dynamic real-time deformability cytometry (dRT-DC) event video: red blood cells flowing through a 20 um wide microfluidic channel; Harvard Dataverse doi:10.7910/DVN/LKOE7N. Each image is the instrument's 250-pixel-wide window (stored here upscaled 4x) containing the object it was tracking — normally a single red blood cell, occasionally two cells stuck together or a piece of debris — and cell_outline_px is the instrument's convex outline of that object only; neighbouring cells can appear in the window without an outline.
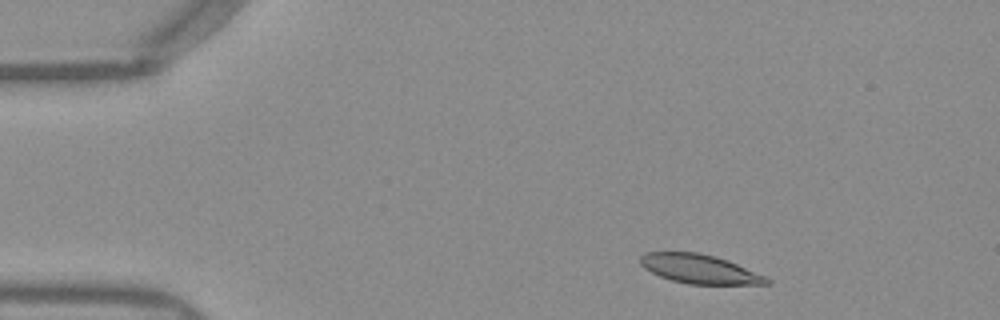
{"species": "Egyptian fruit bat (a non-hibernating species)", "species_latin": "Rousettus aegyptiacus", "temperature_condition": "warm", "stored_images_in_passage": 48, "camera_frame_rate_fps": 3000, "um_per_image_px": 0.085, "frame": {"image": 1, "passage_image": 4, "time_ms": 1.0, "image_size_px": [1000, 320], "cell_outline_px": [[772, 280], [768, 284], [688, 284], [672, 280], [660, 276], [644, 268], [640, 264], [640, 256], [644, 252], [696, 252], [716, 256], [728, 260], [764, 276]], "centroid_in_image_um": [59.43, 22.85], "position_along_channel_um": 25.6, "area_um2": 21.27}}
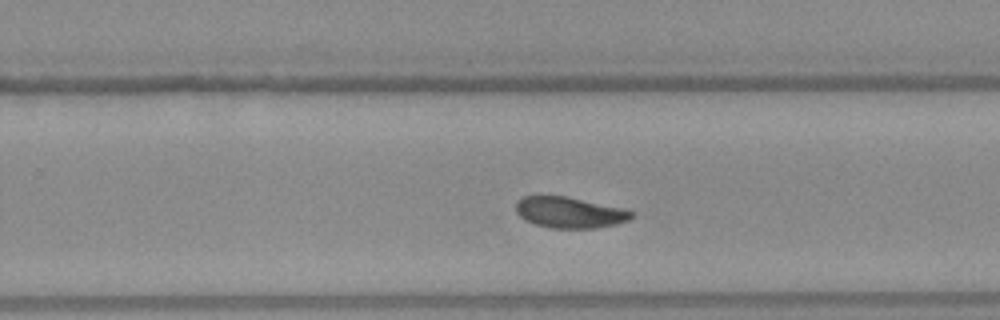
{"frame": {"image": 2, "passage_image": 29, "time_ms": 9.333, "image_size_px": [1000, 320], "cell_outline_px": [[636, 216], [628, 220], [616, 224], [596, 228], [548, 228], [524, 220], [516, 212], [516, 204], [524, 196], [540, 192], [564, 196], [620, 208], [632, 212]], "centroid_in_image_um": [48.34, 18.03], "position_along_channel_um": 281.5, "area_um2": 21.15}}
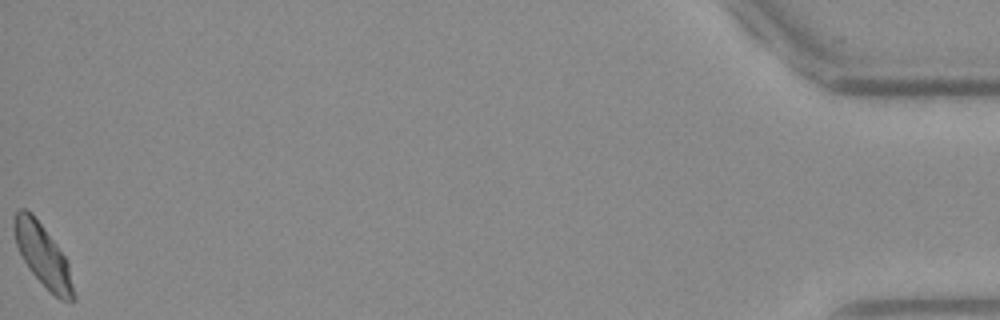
{"frame": {"image": 3, "passage_image": 48, "time_ms": 15.667, "image_size_px": [1000, 320], "cell_outline_px": [[76, 300], [60, 300], [28, 268], [16, 244], [12, 228], [12, 216], [20, 208], [24, 208], [32, 212], [68, 260], [76, 296]], "centroid_in_image_um": [3.64, 21.66], "position_along_channel_um": 431.6, "area_um2": 21.5}, "authors_computed_cell_mechanics": {"area_um2": 21.5594, "velocity_mm_per_s": 3.9235, "shape_relaxation_time_tau1_ms": 5.5182, "shape_relaxation_time_tau2_ms": 2.7471, "deformation_change_tau1": 0.1437, "deformation_change_tau2": 0.073}}